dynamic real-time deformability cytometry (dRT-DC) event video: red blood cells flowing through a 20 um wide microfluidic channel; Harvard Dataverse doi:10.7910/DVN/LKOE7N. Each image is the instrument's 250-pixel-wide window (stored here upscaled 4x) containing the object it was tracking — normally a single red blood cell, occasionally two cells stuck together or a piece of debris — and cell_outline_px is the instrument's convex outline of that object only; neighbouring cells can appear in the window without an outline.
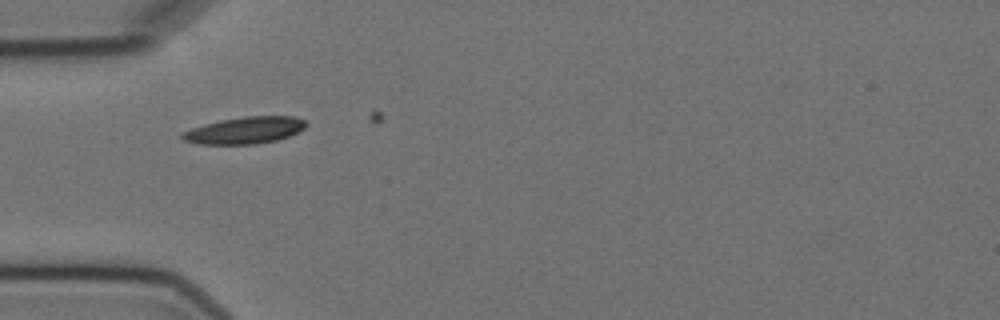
{"species": "Egyptian fruit bat (a non-hibernating species)", "species_latin": "Rousettus aegyptiacus", "temperature_condition": "cold", "stored_images_in_passage": 2, "camera_frame_rate_fps": 3000, "um_per_image_px": 0.085, "animal": {"sex": "female"}, "frame": {"image": 1, "passage_image": 1, "time_ms": 0.0, "image_size_px": [1000, 320], "cell_outline_px": [[308, 124], [304, 128], [288, 136], [276, 140], [256, 144], [200, 144], [184, 140], [180, 136], [180, 132], [204, 124], [220, 120], [244, 116], [292, 116], [304, 120]], "centroid_in_image_um": [20.78, 11.07], "position_along_channel_um": 64.2, "area_um2": 19.31}}